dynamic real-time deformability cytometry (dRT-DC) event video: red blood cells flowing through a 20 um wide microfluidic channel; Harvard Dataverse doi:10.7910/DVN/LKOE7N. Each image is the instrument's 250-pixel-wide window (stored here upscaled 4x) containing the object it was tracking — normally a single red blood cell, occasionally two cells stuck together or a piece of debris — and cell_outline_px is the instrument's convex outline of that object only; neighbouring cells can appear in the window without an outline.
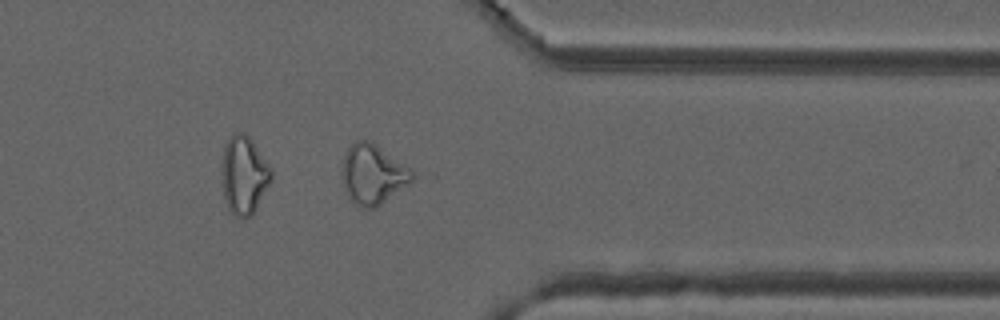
{"species": "common noctule bat (a hibernating species)", "species_latin": "Nyctalus noctula", "temperature_condition": "cold", "stored_images_in_passage": 39, "camera_frame_rate_fps": 3000, "um_per_image_px": 0.085, "animal": {"sex": "male", "forearm_length_mm": 52.5}, "frame": {"image": 1, "passage_image": 28, "time_ms": 9.0, "image_size_px": [1000, 320], "cell_outline_px": [[416, 180], [376, 208], [360, 208], [348, 196], [344, 188], [340, 172], [340, 168], [344, 152], [356, 140], [372, 140], [408, 168], [412, 172]], "centroid_in_image_um": [31.66, 14.82], "position_along_channel_um": 379.7, "area_um2": 24.85}}